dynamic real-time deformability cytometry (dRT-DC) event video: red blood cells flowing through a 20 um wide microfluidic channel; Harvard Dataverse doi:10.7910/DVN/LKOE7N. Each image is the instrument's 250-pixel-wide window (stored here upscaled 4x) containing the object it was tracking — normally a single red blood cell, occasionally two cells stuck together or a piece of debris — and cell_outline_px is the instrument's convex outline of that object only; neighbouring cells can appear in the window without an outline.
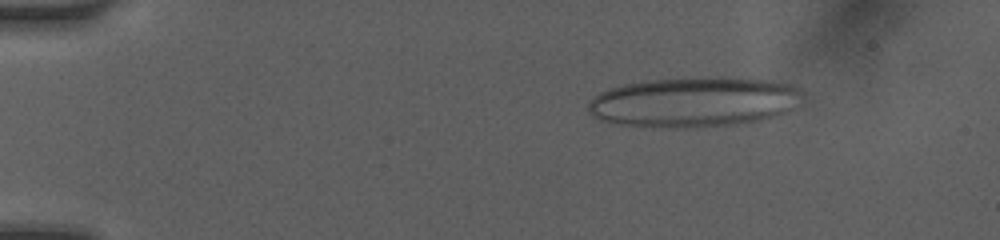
{"species": "human", "species_latin": "Homo sapiens", "temperature_condition": "room temperature", "stored_images_in_passage": 50, "camera_frame_rate_fps": 3000, "um_per_image_px": 0.085, "donor": {"sex": "female"}, "frame": {"image": 1, "passage_image": 4, "time_ms": 1.667, "image_size_px": [1000, 240], "cell_outline_px": [[800, 92], [788, 108], [784, 112], [760, 120], [736, 124], [696, 128], [672, 128], [620, 124], [600, 120], [588, 112], [588, 104], [600, 92], [624, 84], [644, 80], [684, 76], [728, 76], [772, 80], [788, 84], [796, 88]], "centroid_in_image_um": [58.89, 8.64], "position_along_channel_um": 26.1, "area_um2": 62.6}}
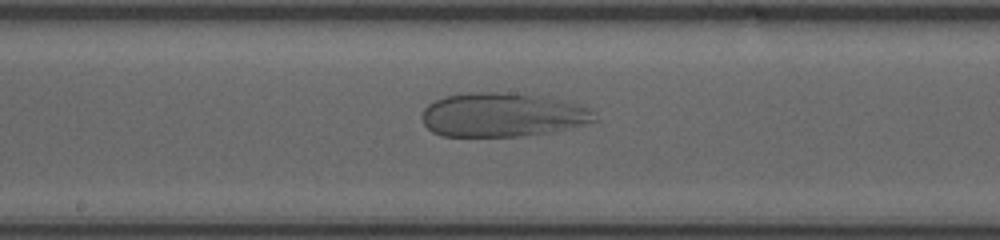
{"frame": {"image": 2, "passage_image": 17, "time_ms": 8.333, "image_size_px": [1000, 240], "cell_outline_px": [[596, 120], [584, 124], [568, 128], [520, 136], [444, 136], [432, 132], [424, 124], [420, 116], [424, 108], [428, 104], [444, 96], [468, 92], [496, 92], [552, 96], [588, 108], [592, 112]], "centroid_in_image_um": [42.65, 9.74], "position_along_channel_um": 205.5, "area_um2": 44.22}}
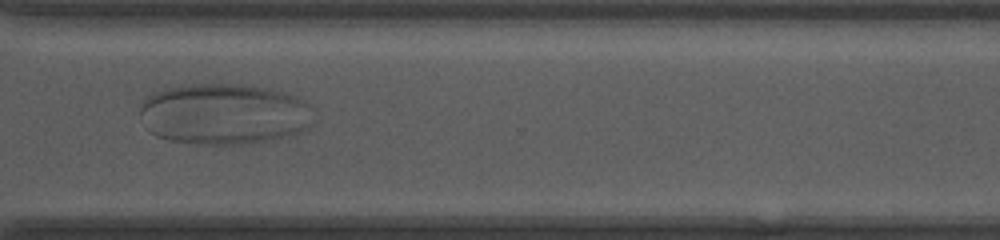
{"frame": {"image": 3, "passage_image": 30, "time_ms": 12.0, "image_size_px": [1000, 240], "cell_outline_px": [[312, 124], [300, 132], [272, 140], [240, 144], [208, 144], [168, 140], [156, 136], [148, 132], [144, 128], [140, 112], [140, 100], [152, 92], [164, 88], [180, 84], [248, 84], [268, 88], [284, 92], [296, 96], [312, 104]], "centroid_in_image_um": [19.01, 9.67], "position_along_channel_um": 351.6, "area_um2": 62.83}}